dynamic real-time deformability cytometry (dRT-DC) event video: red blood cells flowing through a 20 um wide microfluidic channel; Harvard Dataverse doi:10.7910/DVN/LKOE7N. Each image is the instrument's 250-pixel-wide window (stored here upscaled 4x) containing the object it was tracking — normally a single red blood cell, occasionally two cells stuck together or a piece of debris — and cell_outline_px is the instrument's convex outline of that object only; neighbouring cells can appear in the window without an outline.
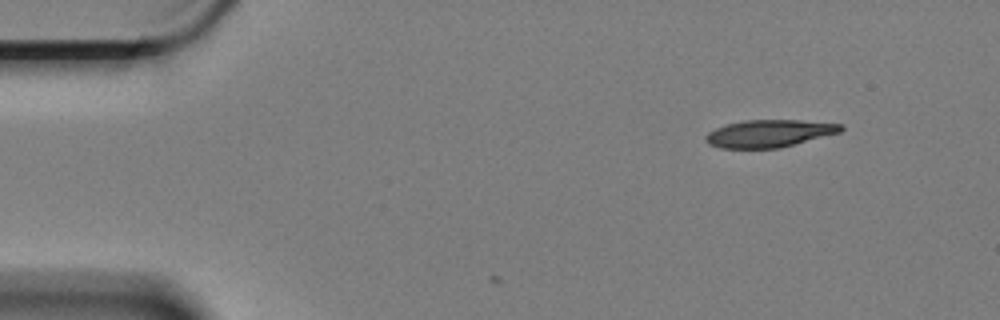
{"species": "Egyptian fruit bat (a non-hibernating species)", "species_latin": "Rousettus aegyptiacus", "temperature_condition": "cold", "stored_images_in_passage": 5, "camera_frame_rate_fps": 3000, "um_per_image_px": 0.085, "animal": {"sex": "female"}, "frame": {"image": 1, "passage_image": 1, "time_ms": 0.0, "image_size_px": [1000, 320], "cell_outline_px": [[844, 128], [840, 132], [780, 148], [720, 148], [708, 144], [704, 140], [704, 136], [708, 132], [716, 128], [728, 124], [748, 120], [800, 120], [844, 124]], "centroid_in_image_um": [65.38, 11.35], "position_along_channel_um": 19.6, "area_um2": 21.56}}